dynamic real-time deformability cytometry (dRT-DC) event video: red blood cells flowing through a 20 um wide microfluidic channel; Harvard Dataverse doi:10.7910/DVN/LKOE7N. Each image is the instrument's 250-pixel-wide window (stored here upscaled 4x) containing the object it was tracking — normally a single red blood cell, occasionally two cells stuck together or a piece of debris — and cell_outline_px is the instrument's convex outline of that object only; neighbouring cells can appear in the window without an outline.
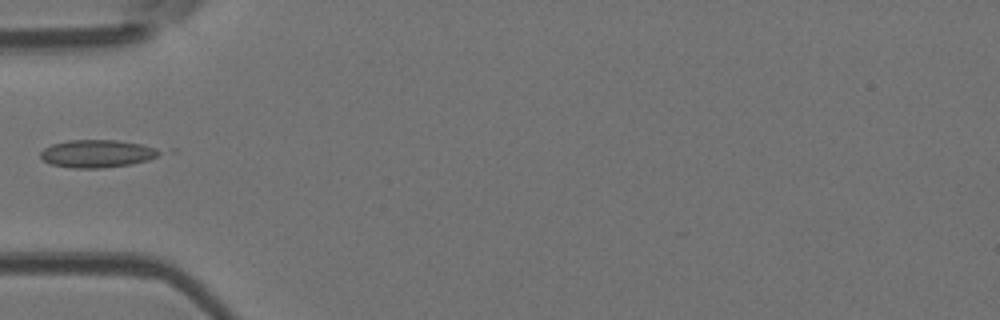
{"species": "Egyptian fruit bat (a non-hibernating species)", "species_latin": "Rousettus aegyptiacus", "temperature_condition": "room temperature", "stored_images_in_passage": 3, "camera_frame_rate_fps": 3000, "um_per_image_px": 0.085, "animal": {"sex": "female"}, "frame": {"image": 1, "passage_image": 3, "time_ms": 0.667, "image_size_px": [1000, 320], "cell_outline_px": [[164, 152], [148, 160], [132, 164], [104, 168], [72, 168], [52, 164], [44, 160], [40, 156], [40, 152], [44, 148], [52, 144], [68, 140], [120, 140], [140, 144], [156, 148]], "centroid_in_image_um": [8.27, 13.06], "position_along_channel_um": 76.7, "area_um2": 19.25}}